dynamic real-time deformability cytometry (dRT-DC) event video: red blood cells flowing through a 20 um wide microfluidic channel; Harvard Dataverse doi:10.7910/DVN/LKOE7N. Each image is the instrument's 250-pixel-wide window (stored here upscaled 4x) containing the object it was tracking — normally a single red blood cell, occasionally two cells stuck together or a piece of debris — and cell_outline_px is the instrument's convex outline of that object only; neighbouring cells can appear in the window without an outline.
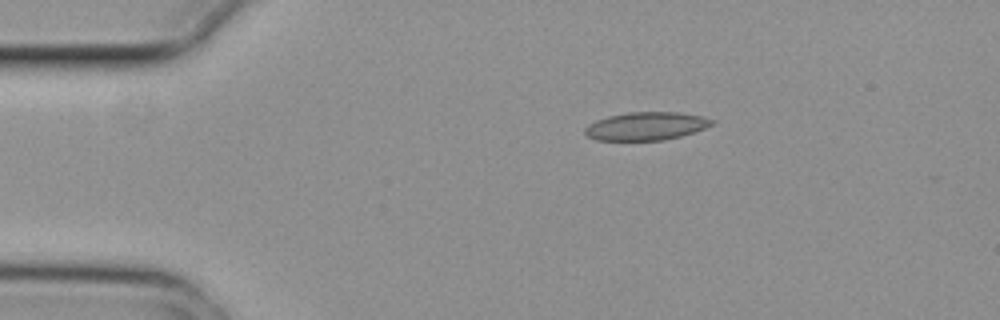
{"species": "common noctule bat (a hibernating species)", "species_latin": "Nyctalus noctula", "temperature_condition": "cold", "stored_images_in_passage": 2, "camera_frame_rate_fps": 3000, "um_per_image_px": 0.085, "animal": {"sex": "female", "body_mass_g": 29.2, "forearm_length_mm": 56.3}, "frame": {"image": 1, "passage_image": 1, "time_ms": 0.0, "image_size_px": [1000, 320], "cell_outline_px": [[716, 124], [680, 136], [664, 140], [596, 140], [588, 136], [584, 132], [584, 128], [588, 124], [596, 120], [608, 116], [628, 112], [680, 112], [700, 116], [716, 120]], "centroid_in_image_um": [54.92, 10.71], "position_along_channel_um": 30.1, "area_um2": 20.81}}